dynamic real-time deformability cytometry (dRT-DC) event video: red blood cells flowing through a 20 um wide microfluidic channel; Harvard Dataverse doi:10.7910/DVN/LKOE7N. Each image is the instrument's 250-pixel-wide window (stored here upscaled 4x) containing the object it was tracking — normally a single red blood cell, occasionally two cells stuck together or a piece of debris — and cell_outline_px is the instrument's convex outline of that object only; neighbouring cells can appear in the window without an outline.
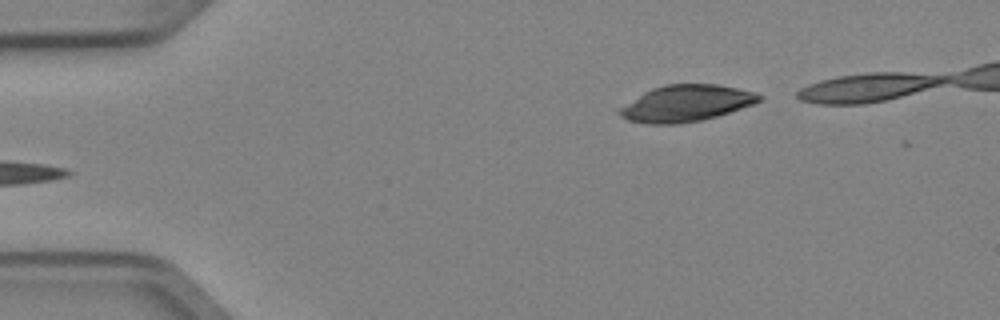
{"species": "Egyptian fruit bat (a non-hibernating species)", "species_latin": "Rousettus aegyptiacus", "temperature_condition": "cold", "stored_images_in_passage": 5, "segment_of_instrument_passage": [2, 2], "camera_frame_rate_fps": 3000, "um_per_image_px": 0.085, "animal": {"sex": "female"}, "frame": {"image": 1, "passage_image": 5, "time_ms": 1.333, "image_size_px": [1000, 320], "cell_outline_px": [[764, 96], [760, 100], [752, 104], [716, 116], [700, 120], [680, 124], [652, 124], [628, 120], [620, 116], [616, 112], [616, 108], [644, 92], [652, 88], [664, 84], [716, 84], [736, 88], [752, 92]], "centroid_in_image_um": [58.23, 8.78], "position_along_channel_um": 26.8, "area_um2": 29.54}}